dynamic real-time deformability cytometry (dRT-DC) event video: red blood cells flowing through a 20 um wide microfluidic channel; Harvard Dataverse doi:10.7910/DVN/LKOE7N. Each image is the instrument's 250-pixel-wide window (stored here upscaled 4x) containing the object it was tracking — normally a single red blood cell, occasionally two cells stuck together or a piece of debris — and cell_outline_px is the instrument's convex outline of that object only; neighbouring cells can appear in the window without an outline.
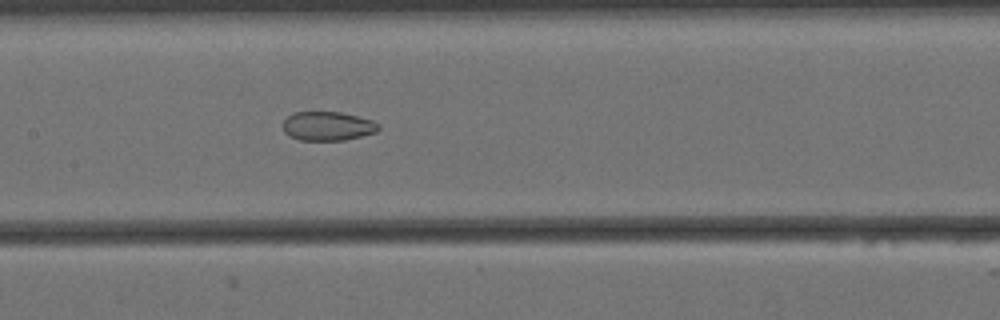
{"species": "Egyptian fruit bat (a non-hibernating species)", "species_latin": "Rousettus aegyptiacus", "temperature_condition": "cold", "stored_images_in_passage": 49, "camera_frame_rate_fps": 3000, "um_per_image_px": 0.085, "animal": {"sex": "female"}, "frame": {"image": 1, "passage_image": 26, "time_ms": 8.333, "image_size_px": [1000, 320], "cell_outline_px": [[380, 128], [376, 132], [344, 140], [300, 140], [288, 136], [284, 132], [280, 124], [292, 112], [340, 112], [372, 120], [380, 124]], "centroid_in_image_um": [27.8, 10.72], "position_along_channel_um": 179.6, "area_um2": 16.3}}
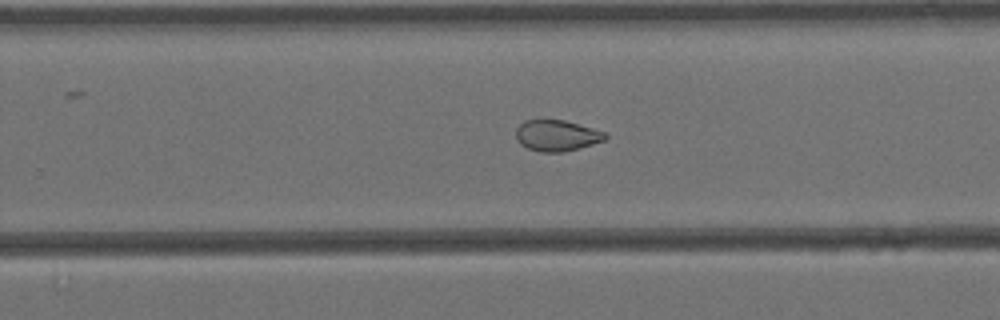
{"frame": {"image": 2, "passage_image": 35, "time_ms": 11.333, "image_size_px": [1000, 320], "cell_outline_px": [[608, 136], [604, 140], [580, 148], [564, 152], [540, 152], [528, 148], [520, 144], [516, 140], [516, 128], [524, 120], [564, 120], [592, 128], [604, 132]], "centroid_in_image_um": [47.3, 11.53], "position_along_channel_um": 282.5, "area_um2": 16.13}}
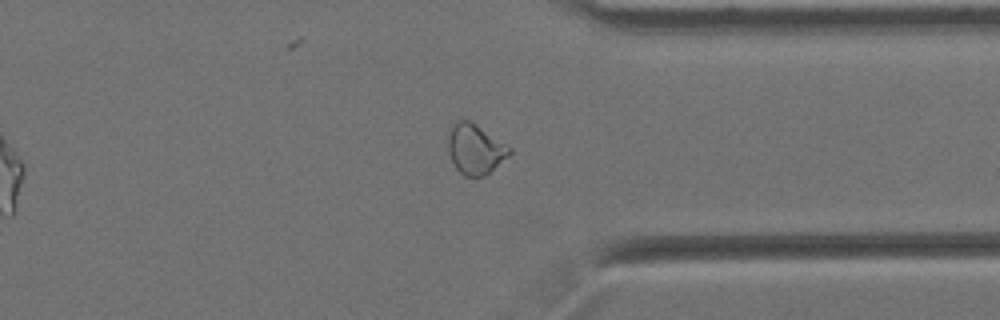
{"frame": {"image": 3, "passage_image": 43, "time_ms": 14.0, "image_size_px": [1000, 320], "cell_outline_px": [[512, 152], [508, 156], [484, 176], [464, 176], [456, 168], [448, 152], [448, 132], [452, 124], [460, 116], [476, 124], [512, 148]], "centroid_in_image_um": [40.36, 12.63], "position_along_channel_um": 371.0, "area_um2": 17.98}, "authors_computed_cell_mechanics": {"area_um2": 18.9584, "velocity_mm_per_s": 3.4568, "shape_relaxation_time_tau1_ms": null, "shape_relaxation_time_tau2_ms": 2.9311, "deformation_change_tau1": null, "deformation_change_tau2": 0.0763}}